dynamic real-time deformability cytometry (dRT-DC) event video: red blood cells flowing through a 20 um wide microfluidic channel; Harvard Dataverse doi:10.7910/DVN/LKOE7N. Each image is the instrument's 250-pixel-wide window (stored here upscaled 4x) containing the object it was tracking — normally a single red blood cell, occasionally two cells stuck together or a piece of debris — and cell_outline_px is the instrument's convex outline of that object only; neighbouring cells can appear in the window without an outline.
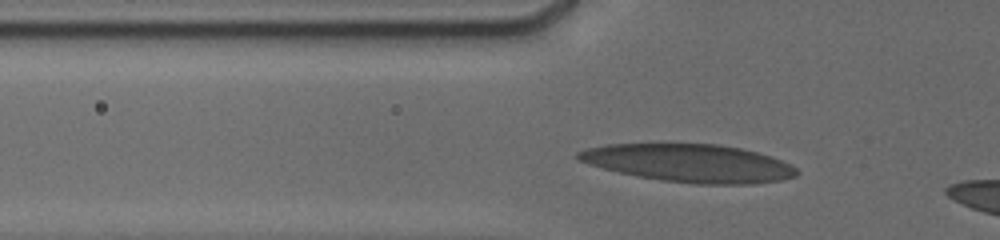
{"species": "human", "species_latin": "Homo sapiens", "temperature_condition": "cold", "stored_images_in_passage": 57, "camera_frame_rate_fps": 3000, "um_per_image_px": 0.085, "donor": {"sex": "male"}, "frame": {"image": 1, "passage_image": 8, "time_ms": 1.667, "image_size_px": [1000, 240], "cell_outline_px": [[800, 172], [796, 176], [780, 180], [752, 184], [700, 184], [660, 180], [636, 176], [616, 172], [588, 164], [576, 160], [576, 152], [588, 148], [608, 144], [720, 144], [740, 148], [756, 152], [780, 160], [796, 168]], "centroid_in_image_um": [58.54, 13.87], "position_along_channel_um": 67.3, "area_um2": 48.21}}
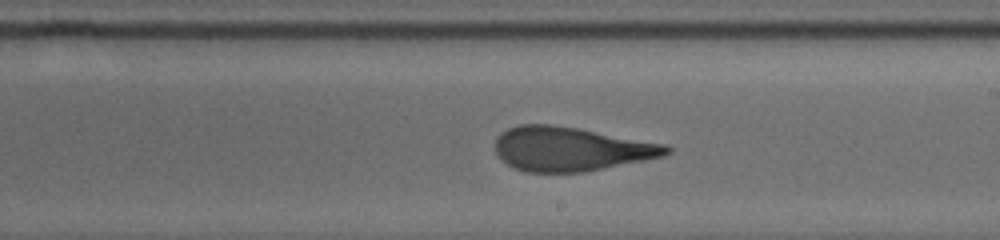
{"frame": {"image": 2, "passage_image": 38, "time_ms": 6.333, "image_size_px": [1000, 240], "cell_outline_px": [[672, 152], [664, 156], [584, 172], [528, 172], [516, 168], [500, 160], [496, 156], [496, 136], [500, 132], [508, 128], [520, 124], [552, 124], [576, 128], [668, 144], [672, 148]], "centroid_in_image_um": [48.51, 12.65], "position_along_channel_um": 240.5, "area_um2": 44.1}}
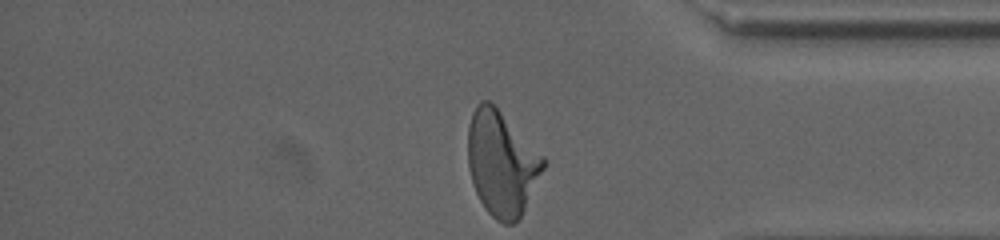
{"frame": {"image": 3, "passage_image": 55, "time_ms": 10.667, "image_size_px": [1000, 240], "cell_outline_px": [[548, 160], [516, 224], [504, 224], [496, 220], [484, 208], [476, 192], [468, 168], [468, 124], [472, 112], [476, 104], [480, 100], [488, 100]], "centroid_in_image_um": [42.62, 13.89], "position_along_channel_um": 392.6, "area_um2": 45.55}, "authors_computed_cell_mechanics": {"area_um2": 44.9106, "velocity_mm_per_s": 3.7928, "shape_relaxation_time_tau1_ms": 5.3267, "shape_relaxation_time_tau2_ms": 1.2559, "deformation_change_tau1": 0.22, "deformation_change_tau2": 0.1017}}